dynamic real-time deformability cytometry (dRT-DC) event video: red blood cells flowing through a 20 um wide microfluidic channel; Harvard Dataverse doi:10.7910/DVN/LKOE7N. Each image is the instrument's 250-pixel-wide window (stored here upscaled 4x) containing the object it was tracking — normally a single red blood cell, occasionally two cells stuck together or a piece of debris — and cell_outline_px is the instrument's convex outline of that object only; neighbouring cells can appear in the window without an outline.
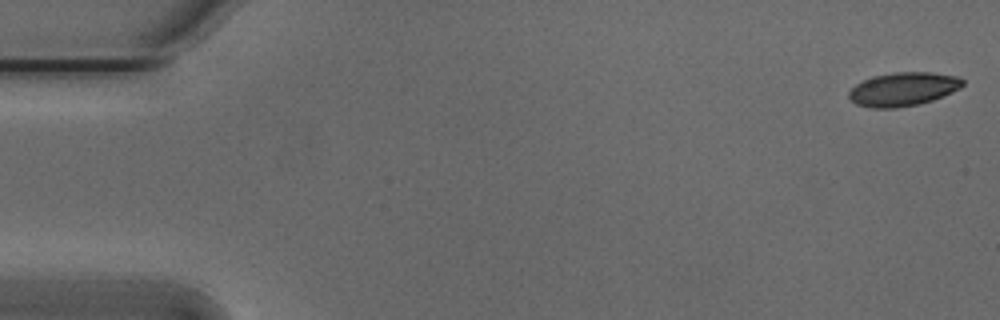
{"species": "Egyptian fruit bat (a non-hibernating species)", "species_latin": "Rousettus aegyptiacus", "temperature_condition": "cold", "stored_images_in_passage": 53, "camera_frame_rate_fps": 3000, "um_per_image_px": 0.085, "animal": {"sex": "male"}, "frame": {"image": 1, "passage_image": 1, "time_ms": 0.0, "image_size_px": [1000, 320], "cell_outline_px": [[964, 84], [960, 88], [952, 92], [932, 100], [916, 104], [896, 108], [872, 108], [856, 104], [848, 96], [848, 92], [856, 84], [872, 76], [892, 72], [932, 72], [956, 76], [964, 80]], "centroid_in_image_um": [76.76, 7.57], "position_along_channel_um": 8.2, "area_um2": 22.25}}
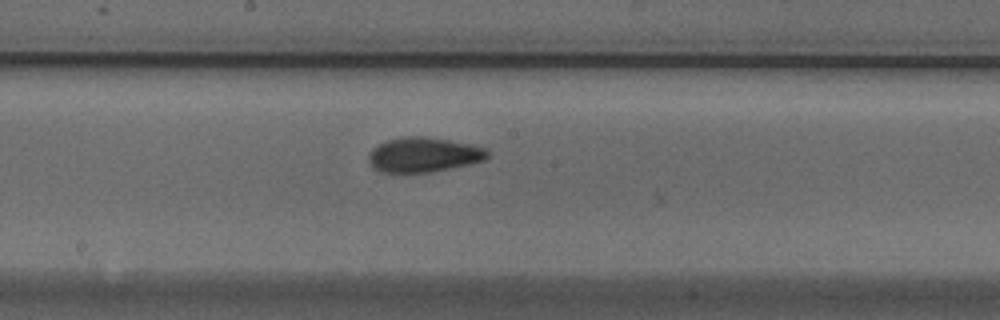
{"frame": {"image": 2, "passage_image": 28, "time_ms": 9.0, "image_size_px": [1000, 320], "cell_outline_px": [[492, 152], [484, 160], [468, 164], [428, 172], [380, 172], [372, 168], [368, 160], [368, 156], [372, 148], [388, 140], [404, 136], [428, 136], [472, 144], [484, 148]], "centroid_in_image_um": [36.0, 13.14], "position_along_channel_um": 212.2, "area_um2": 24.1}}
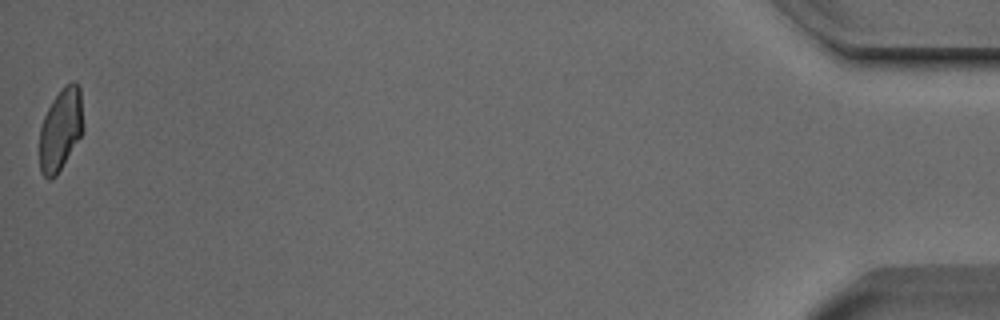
{"frame": {"image": 3, "passage_image": 53, "time_ms": 17.333, "image_size_px": [1000, 320], "cell_outline_px": [[84, 128], [80, 136], [56, 176], [48, 180], [40, 172], [40, 124], [52, 100], [64, 84], [72, 80], [80, 88]], "centroid_in_image_um": [5.15, 10.98], "position_along_channel_um": 430.1, "area_um2": 20.92}, "authors_computed_cell_mechanics": {"area_um2": 22.6576, "velocity_mm_per_s": 3.8341, "shape_relaxation_time_tau1_ms": 3.4182, "shape_relaxation_time_tau2_ms": 1.6206, "deformation_change_tau1": 0.1061, "deformation_change_tau2": 0.0597}}